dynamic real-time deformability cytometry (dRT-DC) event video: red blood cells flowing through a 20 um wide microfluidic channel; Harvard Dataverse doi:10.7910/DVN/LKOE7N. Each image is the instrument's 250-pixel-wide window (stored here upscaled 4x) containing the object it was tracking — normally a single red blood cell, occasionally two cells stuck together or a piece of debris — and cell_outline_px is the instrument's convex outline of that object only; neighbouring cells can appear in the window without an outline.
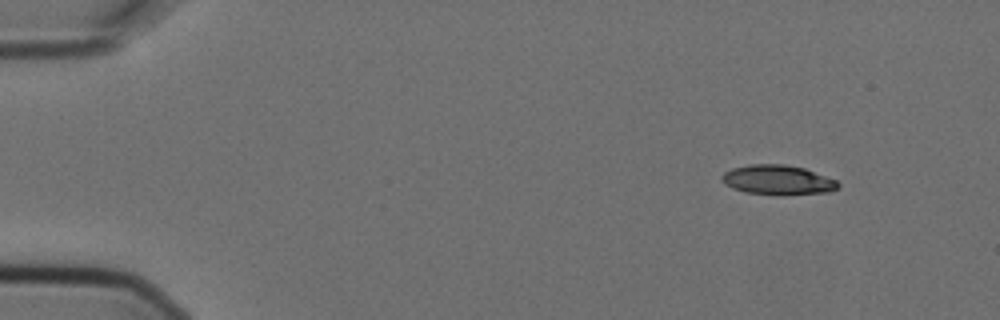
{"species": "Egyptian fruit bat (a non-hibernating species)", "species_latin": "Rousettus aegyptiacus", "temperature_condition": "cold", "stored_images_in_passage": 4, "camera_frame_rate_fps": 3000, "um_per_image_px": 0.085, "animal": {"sex": "female"}, "frame": {"image": 1, "passage_image": 1, "time_ms": 0.0, "image_size_px": [1000, 320], "cell_outline_px": [[840, 184], [836, 188], [828, 192], [744, 192], [732, 188], [724, 184], [720, 176], [724, 172], [732, 168], [748, 164], [784, 164], [804, 168], [836, 180]], "centroid_in_image_um": [66.03, 15.23], "position_along_channel_um": 19.0, "area_um2": 19.13}}
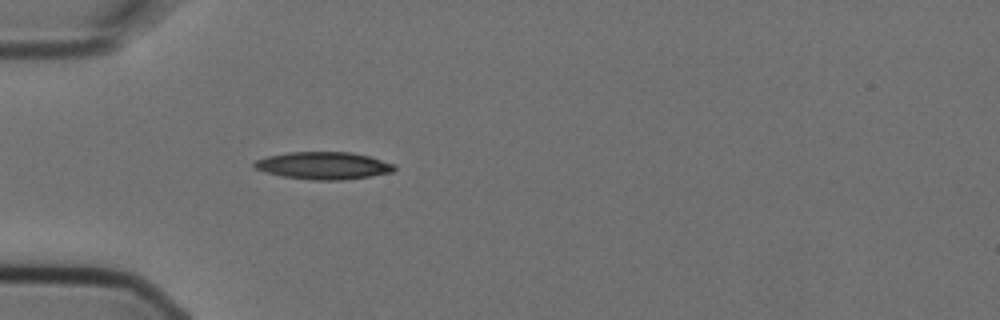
{"frame": {"image": 2, "passage_image": 4, "time_ms": 1.0, "image_size_px": [1000, 320], "cell_outline_px": [[396, 168], [392, 172], [344, 180], [312, 180], [284, 176], [264, 172], [256, 168], [252, 164], [256, 160], [268, 156], [288, 152], [352, 152], [368, 156], [396, 164]], "centroid_in_image_um": [27.5, 14.07], "position_along_channel_um": 57.5, "area_um2": 22.25}}